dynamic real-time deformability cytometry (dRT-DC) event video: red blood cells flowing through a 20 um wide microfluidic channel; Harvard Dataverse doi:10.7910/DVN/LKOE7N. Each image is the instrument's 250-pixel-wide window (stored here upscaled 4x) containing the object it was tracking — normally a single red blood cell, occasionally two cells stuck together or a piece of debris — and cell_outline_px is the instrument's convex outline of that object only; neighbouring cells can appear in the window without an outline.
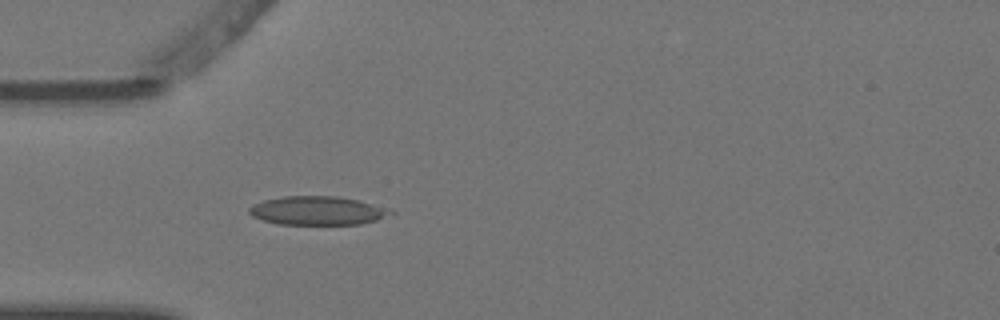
{"species": "Egyptian fruit bat (a non-hibernating species)", "species_latin": "Rousettus aegyptiacus", "temperature_condition": "warm", "stored_images_in_passage": 4, "camera_frame_rate_fps": 3000, "um_per_image_px": 0.085, "animal": {"sex": "female"}, "frame": {"image": 1, "passage_image": 4, "time_ms": 1.0, "image_size_px": [1000, 320], "cell_outline_px": [[396, 212], [376, 220], [360, 224], [280, 224], [264, 220], [252, 216], [248, 212], [248, 208], [264, 200], [284, 196], [340, 196], [392, 208]], "centroid_in_image_um": [27.04, 17.9], "position_along_channel_um": 58.0, "area_um2": 23.64}}